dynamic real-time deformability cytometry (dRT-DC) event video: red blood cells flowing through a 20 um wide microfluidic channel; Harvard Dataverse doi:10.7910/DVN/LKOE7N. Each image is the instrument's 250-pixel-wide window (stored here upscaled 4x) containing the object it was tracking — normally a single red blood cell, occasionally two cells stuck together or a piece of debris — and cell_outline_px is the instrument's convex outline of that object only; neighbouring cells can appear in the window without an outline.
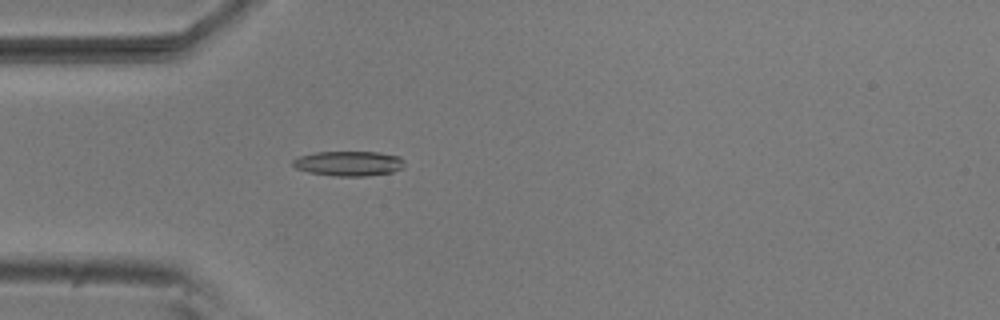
{"species": "common noctule bat (a hibernating species)", "species_latin": "Nyctalus noctula", "temperature_condition": "room temperature", "stored_images_in_passage": 5, "camera_frame_rate_fps": 3000, "um_per_image_px": 0.085, "animal": {"sex": "male", "body_mass_g": 20.5, "forearm_length_mm": 52.5}, "frame": {"image": 1, "passage_image": 5, "time_ms": 1.333, "image_size_px": [1000, 320], "cell_outline_px": [[404, 168], [392, 172], [364, 176], [332, 176], [308, 172], [296, 168], [292, 164], [292, 160], [300, 156], [316, 152], [380, 152], [400, 156], [404, 160]], "centroid_in_image_um": [29.66, 13.89], "position_along_channel_um": 55.3, "area_um2": 16.3}}